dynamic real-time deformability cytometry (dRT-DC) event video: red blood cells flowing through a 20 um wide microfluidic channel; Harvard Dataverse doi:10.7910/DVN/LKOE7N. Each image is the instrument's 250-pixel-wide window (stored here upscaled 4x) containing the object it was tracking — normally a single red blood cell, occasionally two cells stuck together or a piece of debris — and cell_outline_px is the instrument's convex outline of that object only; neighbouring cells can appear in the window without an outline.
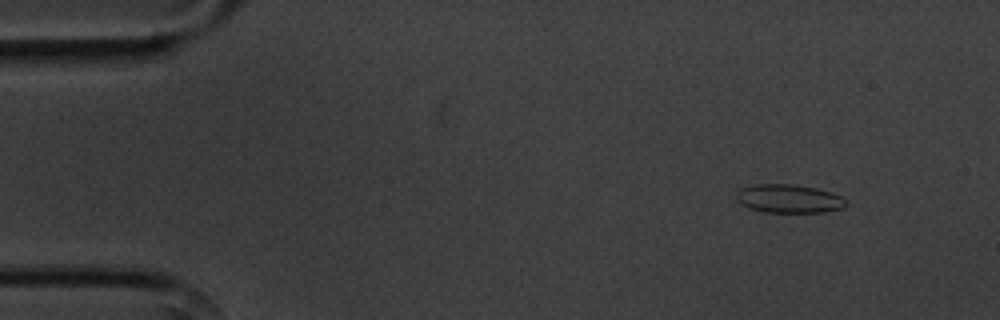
{"species": "common noctule bat (a hibernating species)", "species_latin": "Nyctalus noctula", "temperature_condition": "cold", "stored_images_in_passage": 4, "camera_frame_rate_fps": 3000, "um_per_image_px": 0.085, "animal": {"sex": "male", "body_mass_g": 20.1, "forearm_length_mm": 53.5}, "frame": {"image": 1, "passage_image": 1, "time_ms": 0.0, "image_size_px": [1000, 320], "cell_outline_px": [[848, 204], [844, 208], [824, 212], [764, 212], [748, 208], [740, 204], [736, 200], [736, 192], [740, 188], [756, 184], [792, 184], [816, 188], [832, 192], [848, 200]], "centroid_in_image_um": [67.06, 16.89], "position_along_channel_um": 17.9, "area_um2": 18.5}}